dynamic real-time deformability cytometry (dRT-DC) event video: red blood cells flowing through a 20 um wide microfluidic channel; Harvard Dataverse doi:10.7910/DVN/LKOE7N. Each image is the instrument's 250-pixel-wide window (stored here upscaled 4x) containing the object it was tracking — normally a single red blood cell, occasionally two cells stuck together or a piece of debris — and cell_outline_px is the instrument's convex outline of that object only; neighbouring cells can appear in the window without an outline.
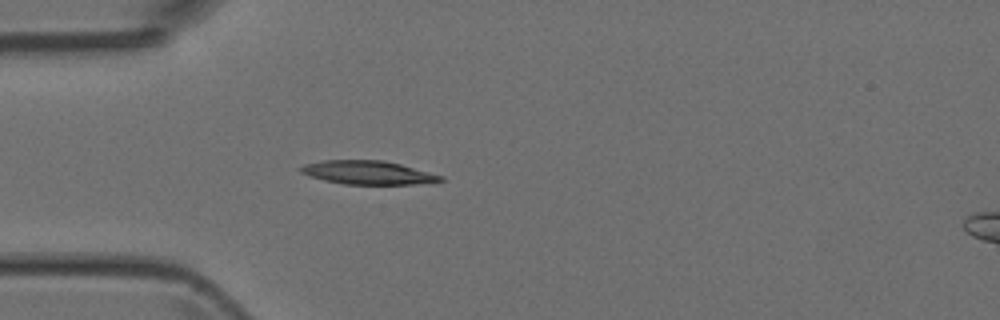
{"species": "Egyptian fruit bat (a non-hibernating species)", "species_latin": "Rousettus aegyptiacus", "temperature_condition": "room temperature", "stored_images_in_passage": 5, "camera_frame_rate_fps": 3000, "um_per_image_px": 0.085, "animal": {"sex": "female"}, "frame": {"image": 1, "passage_image": 5, "time_ms": 4.667, "image_size_px": [1000, 320], "cell_outline_px": [[444, 180], [412, 184], [344, 184], [324, 180], [308, 176], [300, 172], [300, 168], [304, 164], [324, 160], [384, 160], [400, 164], [444, 176]], "centroid_in_image_um": [31.24, 14.66], "position_along_channel_um": 53.8, "area_um2": 19.07}}